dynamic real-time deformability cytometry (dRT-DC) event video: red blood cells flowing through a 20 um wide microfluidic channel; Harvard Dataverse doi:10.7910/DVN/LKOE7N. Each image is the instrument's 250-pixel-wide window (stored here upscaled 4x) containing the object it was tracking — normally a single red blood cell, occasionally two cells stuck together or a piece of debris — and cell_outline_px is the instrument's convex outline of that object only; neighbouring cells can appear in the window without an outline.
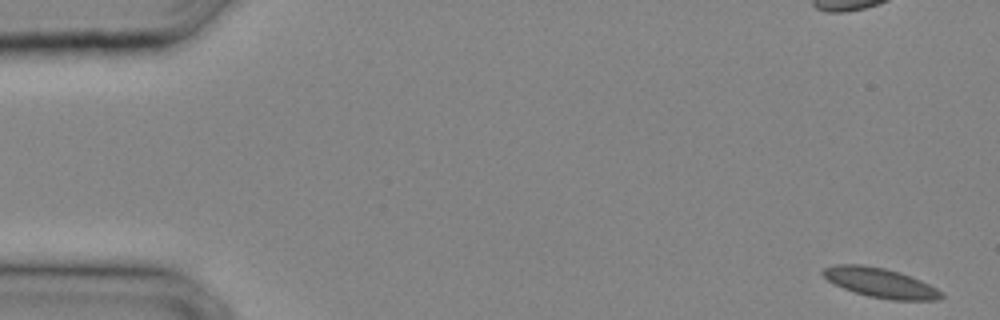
{"species": "common noctule bat (a hibernating species)", "species_latin": "Nyctalus noctula", "temperature_condition": "cold", "stored_images_in_passage": 31, "camera_frame_rate_fps": 3000, "um_per_image_px": 0.085, "animal": {"sex": "male", "body_mass_g": 20.4}, "frame": {"image": 1, "passage_image": 1, "time_ms": 0.0, "image_size_px": [1000, 320], "cell_outline_px": [[944, 296], [940, 300], [892, 300], [868, 296], [844, 288], [828, 280], [820, 272], [824, 268], [836, 264], [860, 264], [884, 268], [900, 272], [920, 280], [944, 292]], "centroid_in_image_um": [74.86, 24.04], "position_along_channel_um": 10.1, "area_um2": 20.29}}